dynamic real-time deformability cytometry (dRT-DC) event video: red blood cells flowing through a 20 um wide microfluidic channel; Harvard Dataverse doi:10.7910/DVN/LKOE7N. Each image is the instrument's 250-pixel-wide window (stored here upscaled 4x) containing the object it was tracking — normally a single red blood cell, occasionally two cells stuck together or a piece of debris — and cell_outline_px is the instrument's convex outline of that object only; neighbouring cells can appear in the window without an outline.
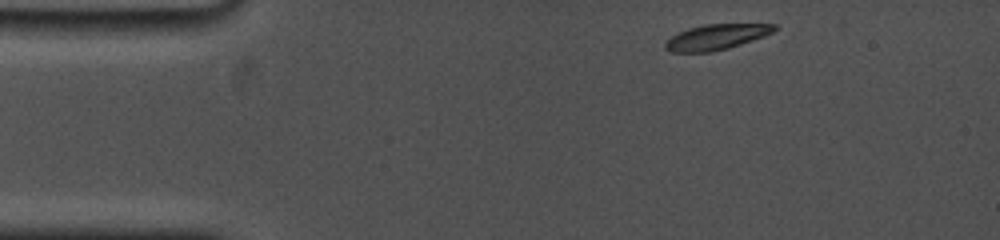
{"species": "common noctule bat (a hibernating species)", "species_latin": "Nyctalus noctula", "temperature_condition": "cold", "stored_images_in_passage": 7, "camera_frame_rate_fps": 5000, "um_per_image_px": 0.085, "animal": {"sex": "female", "body_mass_g": 19.0, "forearm_length_mm": 53.3}, "frame": {"image": 1, "passage_image": 1, "time_ms": 0.0, "image_size_px": [1000, 240], "cell_outline_px": [[776, 28], [772, 32], [764, 36], [728, 48], [712, 52], [668, 52], [664, 48], [664, 44], [672, 36], [688, 28], [704, 24], [776, 24]], "centroid_in_image_um": [60.85, 3.15], "position_along_channel_um": 24.2, "area_um2": 16.01}}
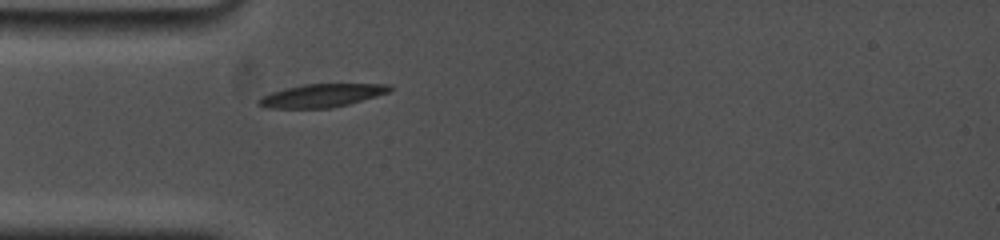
{"frame": {"image": 2, "passage_image": 5, "time_ms": 2.6, "image_size_px": [1000, 240], "cell_outline_px": [[392, 88], [388, 92], [376, 96], [348, 104], [332, 108], [268, 108], [256, 104], [256, 100], [260, 96], [284, 88], [304, 84], [392, 84]], "centroid_in_image_um": [27.29, 8.12], "position_along_channel_um": 57.7, "area_um2": 17.74}}
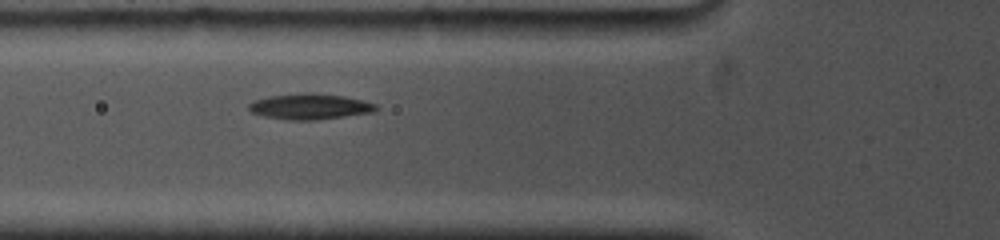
{"frame": {"image": 3, "passage_image": 7, "time_ms": 3.8, "image_size_px": [1000, 240], "cell_outline_px": [[380, 108], [376, 112], [316, 120], [288, 120], [264, 116], [252, 112], [248, 108], [248, 104], [252, 100], [268, 96], [304, 92], [312, 92], [344, 96], [376, 104]], "centroid_in_image_um": [26.34, 9.05], "position_along_channel_um": 99.5, "area_um2": 19.31}}